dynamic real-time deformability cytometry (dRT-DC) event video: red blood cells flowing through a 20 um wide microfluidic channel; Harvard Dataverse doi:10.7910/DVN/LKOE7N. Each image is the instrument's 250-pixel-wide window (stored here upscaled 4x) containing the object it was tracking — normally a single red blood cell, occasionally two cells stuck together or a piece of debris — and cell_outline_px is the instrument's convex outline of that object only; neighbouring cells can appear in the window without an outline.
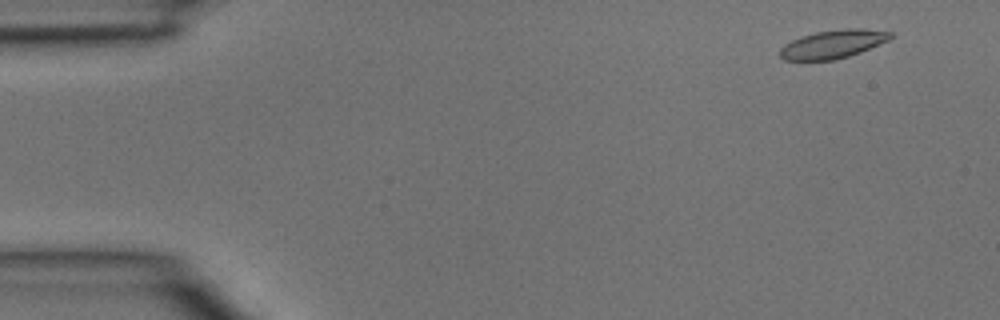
{"species": "common noctule bat (a hibernating species)", "species_latin": "Nyctalus noctula", "temperature_condition": "room temperature", "stored_images_in_passage": 4, "camera_frame_rate_fps": 3000, "um_per_image_px": 0.085, "animal": {"sex": "male", "body_mass_g": 15.6}, "frame": {"image": 1, "passage_image": 1, "time_ms": 0.0, "image_size_px": [1000, 320], "cell_outline_px": [[892, 36], [888, 40], [860, 52], [836, 60], [784, 60], [780, 56], [780, 48], [784, 44], [800, 36], [816, 32], [844, 28], [860, 28], [892, 32]], "centroid_in_image_um": [70.77, 3.75], "position_along_channel_um": 14.2, "area_um2": 18.21}}
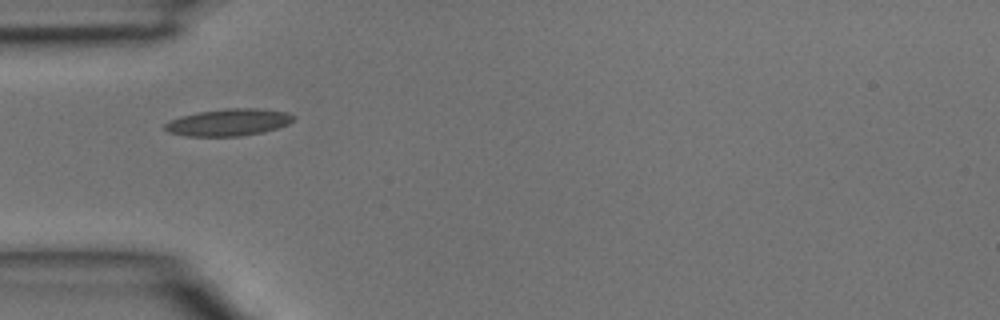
{"frame": {"image": 2, "passage_image": 4, "time_ms": 1.0, "image_size_px": [1000, 320], "cell_outline_px": [[296, 116], [288, 124], [264, 132], [240, 136], [184, 136], [168, 132], [164, 128], [164, 124], [180, 116], [196, 112], [228, 108], [260, 108], [288, 112]], "centroid_in_image_um": [19.43, 10.39], "position_along_channel_um": 65.6, "area_um2": 20.35}}